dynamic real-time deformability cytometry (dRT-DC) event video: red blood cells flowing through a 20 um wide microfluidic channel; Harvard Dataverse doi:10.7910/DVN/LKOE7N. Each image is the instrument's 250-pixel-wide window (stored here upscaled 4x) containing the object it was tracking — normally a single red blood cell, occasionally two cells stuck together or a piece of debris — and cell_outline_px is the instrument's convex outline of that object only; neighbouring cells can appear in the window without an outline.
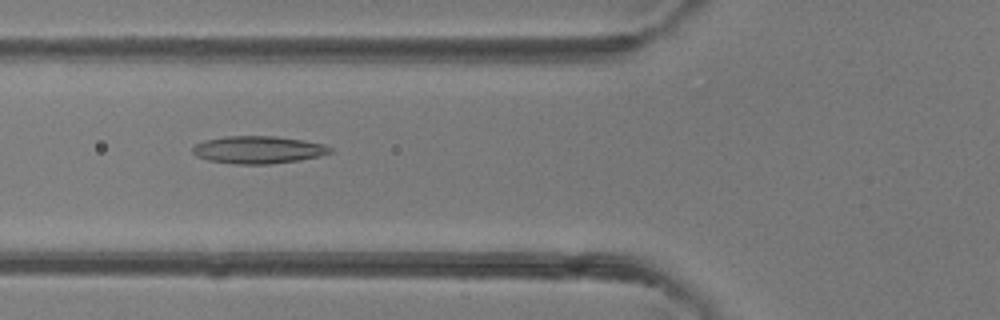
{"species": "common noctule bat (a hibernating species)", "species_latin": "Nyctalus noctula", "temperature_condition": "room temperature", "stored_images_in_passage": 4, "camera_frame_rate_fps": 3000, "um_per_image_px": 0.085, "animal": {"sex": "female"}, "frame": {"image": 1, "passage_image": 4, "time_ms": 3.333, "image_size_px": [1000, 320], "cell_outline_px": [[332, 152], [320, 156], [300, 160], [272, 164], [236, 164], [208, 160], [196, 156], [192, 152], [192, 148], [196, 144], [204, 140], [224, 136], [276, 136], [304, 140], [324, 144], [332, 148]], "centroid_in_image_um": [21.96, 12.73], "position_along_channel_um": 103.8, "area_um2": 22.2}}